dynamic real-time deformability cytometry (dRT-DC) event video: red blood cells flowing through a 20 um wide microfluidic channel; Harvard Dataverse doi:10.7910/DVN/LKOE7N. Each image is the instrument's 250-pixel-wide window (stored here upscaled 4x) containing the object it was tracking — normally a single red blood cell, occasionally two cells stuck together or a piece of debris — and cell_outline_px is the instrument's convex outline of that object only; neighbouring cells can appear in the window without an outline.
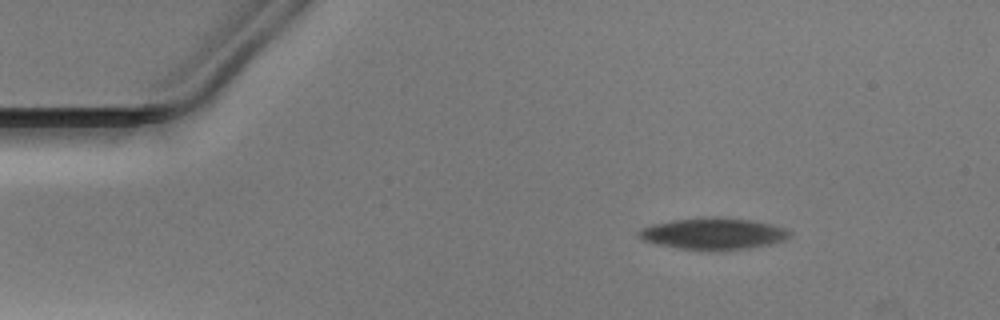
{"species": "Egyptian fruit bat (a non-hibernating species)", "species_latin": "Rousettus aegyptiacus", "temperature_condition": "warm", "stored_images_in_passage": 45, "camera_frame_rate_fps": 3000, "um_per_image_px": 0.085, "animal": {"sex": "male"}, "frame": {"image": 1, "passage_image": 1, "time_ms": 0.0, "image_size_px": [1000, 320], "cell_outline_px": [[792, 236], [768, 244], [744, 248], [680, 248], [660, 244], [644, 240], [636, 232], [652, 224], [672, 220], [704, 216], [716, 216], [752, 220], [772, 224], [784, 228], [792, 232]], "centroid_in_image_um": [60.64, 19.8], "position_along_channel_um": 24.4, "area_um2": 26.88}}
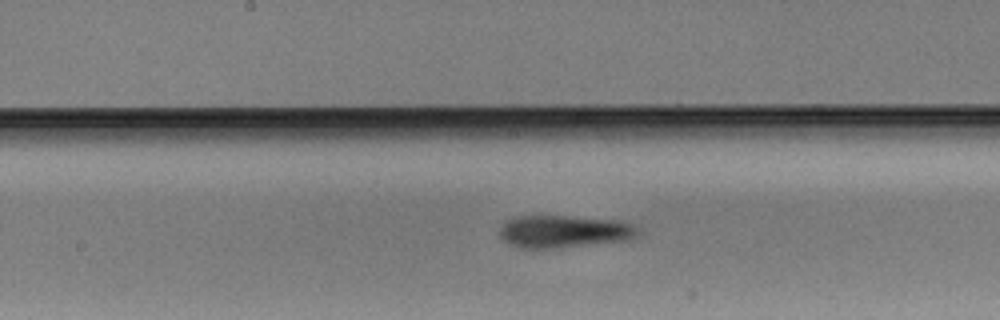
{"frame": {"image": 2, "passage_image": 20, "time_ms": 6.333, "image_size_px": [1000, 320], "cell_outline_px": [[636, 232], [632, 236], [624, 240], [548, 248], [520, 248], [508, 244], [500, 236], [500, 228], [504, 220], [516, 216], [564, 216], [616, 220], [632, 224], [636, 228]], "centroid_in_image_um": [47.8, 19.66], "position_along_channel_um": 200.4, "area_um2": 25.49}}
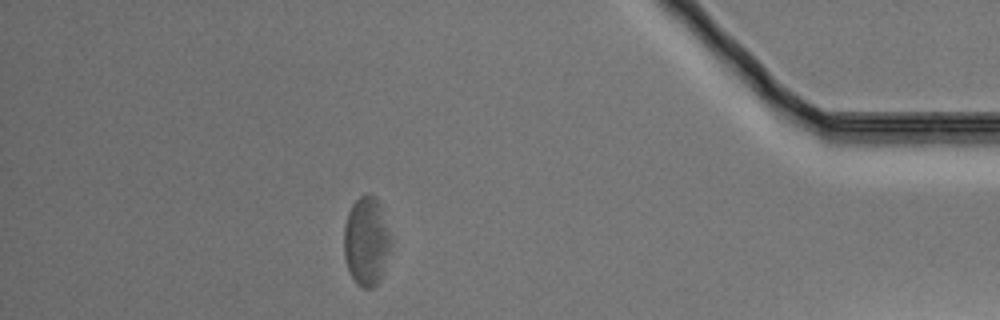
{"frame": {"image": 3, "passage_image": 39, "time_ms": 12.667, "image_size_px": [1000, 320], "cell_outline_px": [[392, 240], [380, 280], [372, 288], [364, 288], [356, 284], [348, 268], [344, 256], [344, 224], [348, 212], [352, 204], [360, 196], [376, 196], [380, 204]], "centroid_in_image_um": [31.13, 20.51], "position_along_channel_um": 404.1, "area_um2": 24.1}}